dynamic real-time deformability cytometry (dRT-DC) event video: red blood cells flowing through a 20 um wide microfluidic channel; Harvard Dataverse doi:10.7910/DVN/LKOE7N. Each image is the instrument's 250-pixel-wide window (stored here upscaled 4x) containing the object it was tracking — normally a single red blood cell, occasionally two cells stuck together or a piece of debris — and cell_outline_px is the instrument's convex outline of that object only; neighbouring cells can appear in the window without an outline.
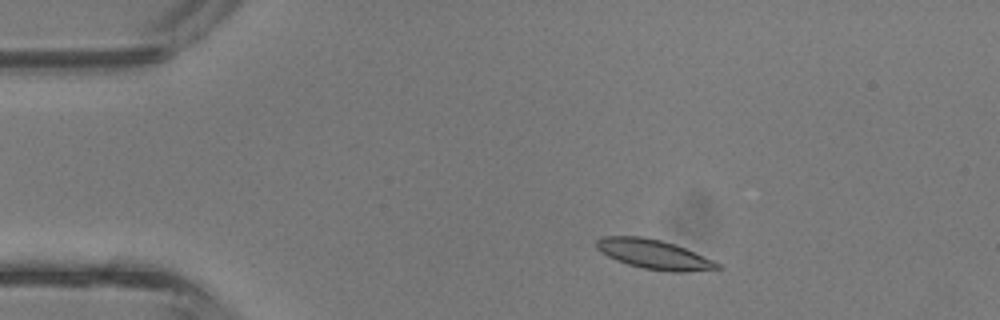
{"species": "common noctule bat (a hibernating species)", "species_latin": "Nyctalus noctula", "temperature_condition": "room temperature", "stored_images_in_passage": 40, "camera_frame_rate_fps": 3000, "um_per_image_px": 0.085, "animal": {"sex": "male", "body_mass_g": 13.3}, "frame": {"image": 1, "passage_image": 5, "time_ms": 1.333, "image_size_px": [1000, 320], "cell_outline_px": [[724, 268], [684, 272], [672, 272], [644, 268], [628, 264], [616, 260], [600, 252], [596, 248], [596, 240], [600, 236], [640, 236], [660, 240], [676, 244], [712, 260], [720, 264]], "centroid_in_image_um": [55.56, 21.61], "position_along_channel_um": 29.4, "area_um2": 20.69}}
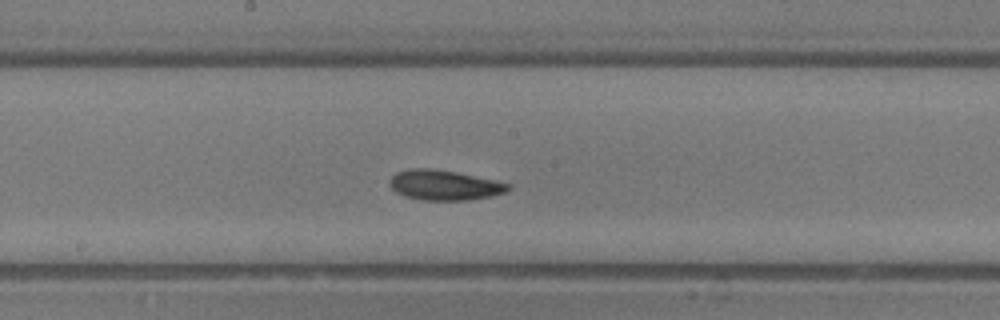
{"frame": {"image": 2, "passage_image": 20, "time_ms": 6.333, "image_size_px": [1000, 320], "cell_outline_px": [[512, 188], [504, 192], [492, 196], [468, 200], [420, 200], [404, 196], [396, 192], [388, 184], [388, 180], [396, 172], [408, 168], [428, 168], [456, 172], [496, 180], [512, 184]], "centroid_in_image_um": [37.76, 15.73], "position_along_channel_um": 210.4, "area_um2": 20.98}}
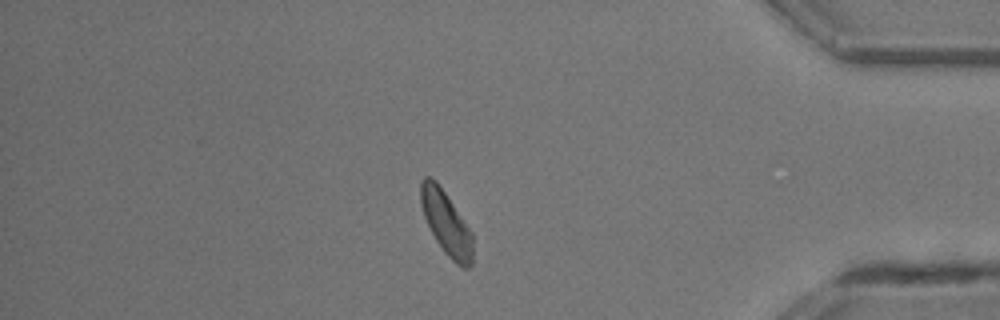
{"frame": {"image": 3, "passage_image": 34, "time_ms": 11.0, "image_size_px": [1000, 320], "cell_outline_px": [[472, 264], [468, 268], [464, 268], [456, 264], [444, 252], [436, 240], [424, 216], [420, 204], [420, 180], [424, 176], [432, 176], [436, 180], [472, 232]], "centroid_in_image_um": [37.91, 18.93], "position_along_channel_um": 397.3, "area_um2": 19.19}, "authors_computed_cell_mechanics": {"area_um2": 19.8832, "velocity_mm_per_s": 4.7775, "shape_relaxation_time_tau1_ms": 2.2174, "shape_relaxation_time_tau2_ms": 3.9006, "deformation_change_tau1": 0.1078, "deformation_change_tau2": 0.1104}}